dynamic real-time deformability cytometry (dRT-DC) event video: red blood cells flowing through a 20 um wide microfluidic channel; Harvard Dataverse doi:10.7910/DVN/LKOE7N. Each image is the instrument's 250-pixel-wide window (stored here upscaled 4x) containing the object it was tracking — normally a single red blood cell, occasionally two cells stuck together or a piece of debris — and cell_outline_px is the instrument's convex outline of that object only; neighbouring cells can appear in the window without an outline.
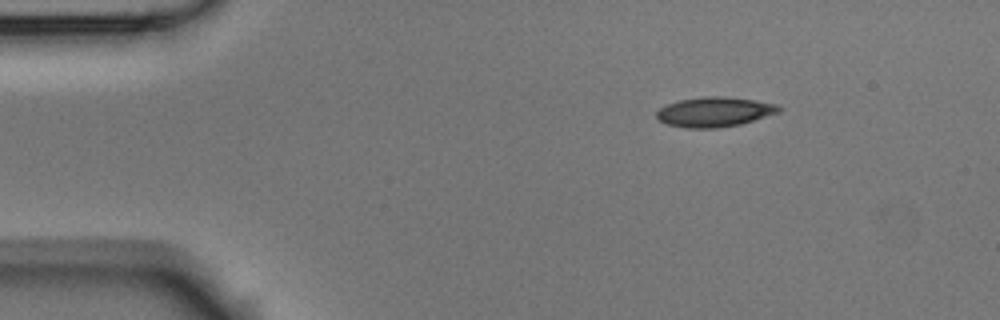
{"species": "Egyptian fruit bat (a non-hibernating species)", "species_latin": "Rousettus aegyptiacus", "temperature_condition": "room temperature", "stored_images_in_passage": 2, "camera_frame_rate_fps": 3000, "um_per_image_px": 0.085, "animal": {"sex": "male"}, "frame": {"image": 1, "passage_image": 1, "time_ms": 0.0, "image_size_px": [1000, 320], "cell_outline_px": [[784, 108], [780, 112], [740, 124], [716, 128], [684, 128], [668, 124], [660, 120], [656, 116], [656, 112], [660, 108], [668, 104], [680, 100], [704, 96], [724, 96], [752, 100], [776, 104]], "centroid_in_image_um": [60.74, 9.51], "position_along_channel_um": 24.3, "area_um2": 21.1}}